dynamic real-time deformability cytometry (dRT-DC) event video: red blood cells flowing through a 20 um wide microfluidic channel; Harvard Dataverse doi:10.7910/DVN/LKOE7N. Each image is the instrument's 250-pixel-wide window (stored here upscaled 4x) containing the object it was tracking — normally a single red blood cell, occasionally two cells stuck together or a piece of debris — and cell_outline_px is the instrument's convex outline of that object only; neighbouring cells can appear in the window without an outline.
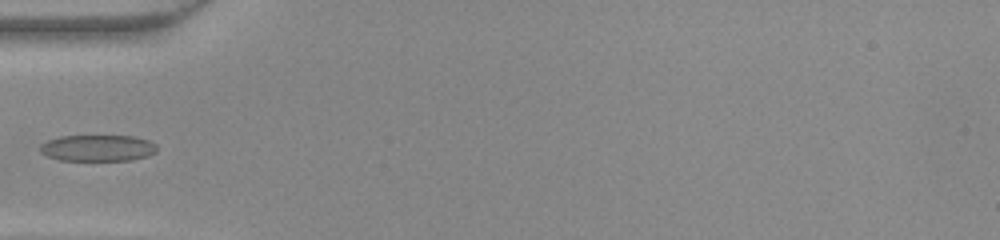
{"species": "common noctule bat (a hibernating species)", "species_latin": "Nyctalus noctula", "temperature_condition": "warm", "stored_images_in_passage": 18, "camera_frame_rate_fps": 3000, "um_per_image_px": 0.085, "animal": {"sex": "female", "body_mass_g": 22.0, "forearm_length_mm": 56.7}, "frame": {"image": 1, "passage_image": 1, "time_ms": 0.0, "image_size_px": [1000, 240], "cell_outline_px": [[156, 152], [148, 156], [132, 160], [60, 160], [48, 156], [40, 152], [40, 144], [48, 140], [60, 136], [132, 136], [148, 140], [156, 144]], "centroid_in_image_um": [8.31, 12.58], "position_along_channel_um": 76.7, "area_um2": 17.92}}
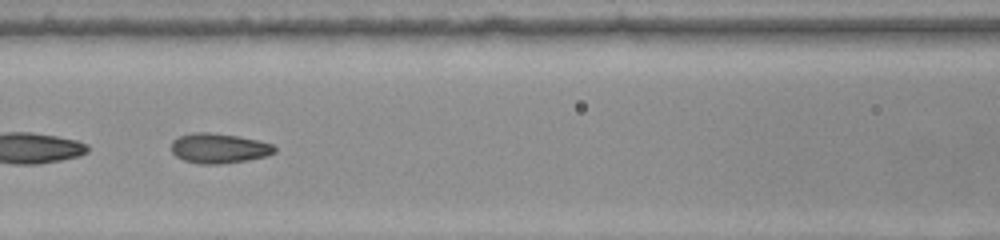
{"frame": {"image": 2, "passage_image": 6, "time_ms": 1.667, "image_size_px": [1000, 240], "cell_outline_px": [[276, 152], [268, 156], [248, 160], [220, 164], [200, 164], [184, 160], [176, 156], [172, 152], [172, 140], [180, 136], [196, 132], [208, 132], [236, 136], [256, 140], [272, 144], [276, 148]], "centroid_in_image_um": [18.62, 12.61], "position_along_channel_um": 148.0, "area_um2": 17.92}}